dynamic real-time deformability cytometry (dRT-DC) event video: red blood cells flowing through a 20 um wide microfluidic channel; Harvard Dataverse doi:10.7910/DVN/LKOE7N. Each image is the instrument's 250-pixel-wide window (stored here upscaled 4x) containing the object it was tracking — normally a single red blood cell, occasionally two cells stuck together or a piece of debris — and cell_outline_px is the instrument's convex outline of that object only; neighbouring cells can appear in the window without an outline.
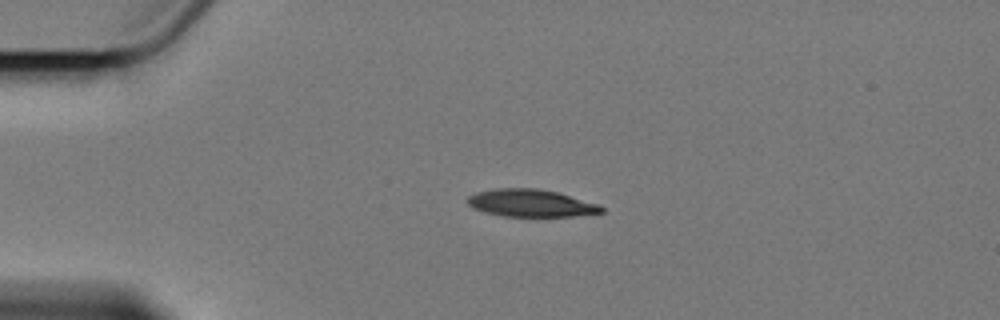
{"species": "Egyptian fruit bat (a non-hibernating species)", "species_latin": "Rousettus aegyptiacus", "temperature_condition": "cold", "stored_images_in_passage": 2, "camera_frame_rate_fps": 3000, "um_per_image_px": 0.085, "animal": {"sex": "female"}, "frame": {"image": 1, "passage_image": 1, "time_ms": 0.0, "image_size_px": [1000, 320], "cell_outline_px": [[604, 212], [572, 216], [504, 216], [484, 212], [472, 208], [468, 204], [468, 196], [476, 192], [496, 188], [536, 188], [556, 192], [600, 204], [604, 208]], "centroid_in_image_um": [45.11, 17.26], "position_along_channel_um": 39.9, "area_um2": 21.33}}